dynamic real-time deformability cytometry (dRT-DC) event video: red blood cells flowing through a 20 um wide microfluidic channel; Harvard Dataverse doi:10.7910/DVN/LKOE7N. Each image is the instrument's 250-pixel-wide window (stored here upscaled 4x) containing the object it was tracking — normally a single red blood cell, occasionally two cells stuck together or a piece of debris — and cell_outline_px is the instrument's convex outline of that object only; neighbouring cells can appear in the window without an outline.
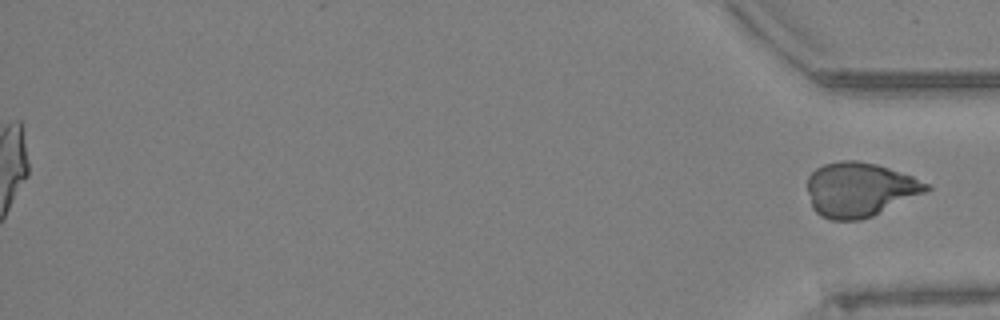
{"species": "Egyptian fruit bat (a non-hibernating species)", "species_latin": "Rousettus aegyptiacus", "temperature_condition": "warm", "stored_images_in_passage": 62, "segment_of_instrument_passage": [2, 2], "camera_frame_rate_fps": 3000, "um_per_image_px": 0.085, "animal": {"sex": "female"}, "frame": {"image": 1, "passage_image": 62, "time_ms": 20.333, "image_size_px": [1000, 320], "cell_outline_px": [[932, 188], [928, 192], [872, 216], [860, 220], [832, 220], [820, 216], [812, 208], [808, 192], [808, 176], [816, 168], [824, 164], [840, 160], [856, 160], [876, 164], [912, 176], [928, 184]], "centroid_in_image_um": [73.07, 16.11], "position_along_channel_um": 362.1, "area_um2": 37.8}}